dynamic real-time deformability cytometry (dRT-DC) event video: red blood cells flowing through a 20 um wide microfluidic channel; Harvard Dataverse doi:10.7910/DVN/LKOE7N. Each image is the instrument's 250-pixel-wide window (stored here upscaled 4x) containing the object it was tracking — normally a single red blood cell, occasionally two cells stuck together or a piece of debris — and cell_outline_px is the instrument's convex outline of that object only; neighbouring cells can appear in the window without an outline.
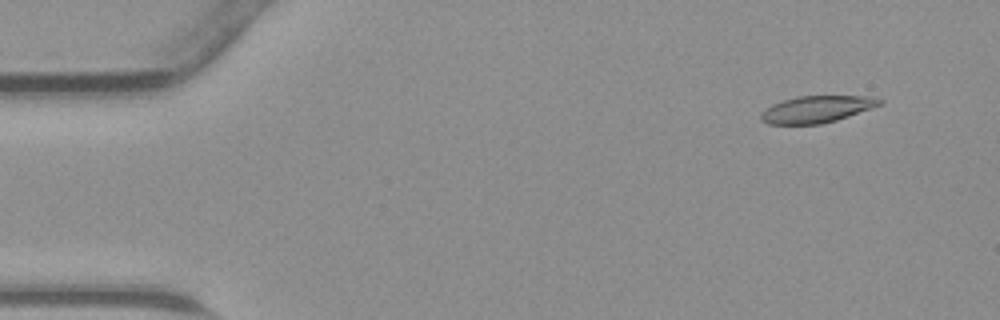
{"species": "common noctule bat (a hibernating species)", "species_latin": "Nyctalus noctula", "temperature_condition": "warm", "stored_images_in_passage": 43, "camera_frame_rate_fps": 3000, "um_per_image_px": 0.085, "animal": {"sex": "male", "body_mass_g": 23.1, "forearm_length_mm": 52.7}, "frame": {"image": 1, "passage_image": 2, "time_ms": 0.333, "image_size_px": [1000, 320], "cell_outline_px": [[884, 104], [836, 120], [820, 124], [768, 124], [760, 116], [772, 104], [796, 96], [876, 96], [884, 100]], "centroid_in_image_um": [69.51, 9.27], "position_along_channel_um": 15.5, "area_um2": 18.44}}
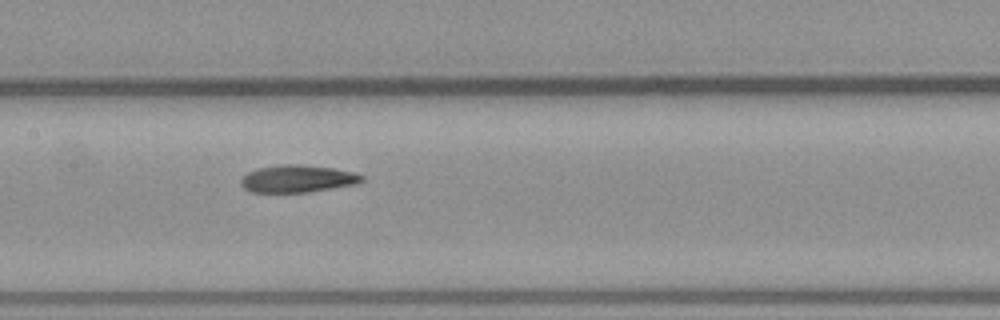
{"frame": {"image": 2, "passage_image": 20, "time_ms": 6.333, "image_size_px": [1000, 320], "cell_outline_px": [[364, 180], [356, 184], [308, 192], [252, 192], [244, 188], [240, 184], [240, 180], [248, 172], [260, 168], [284, 164], [300, 164], [332, 168], [352, 172], [364, 176]], "centroid_in_image_um": [25.29, 15.19], "position_along_channel_um": 182.1, "area_um2": 19.07}}
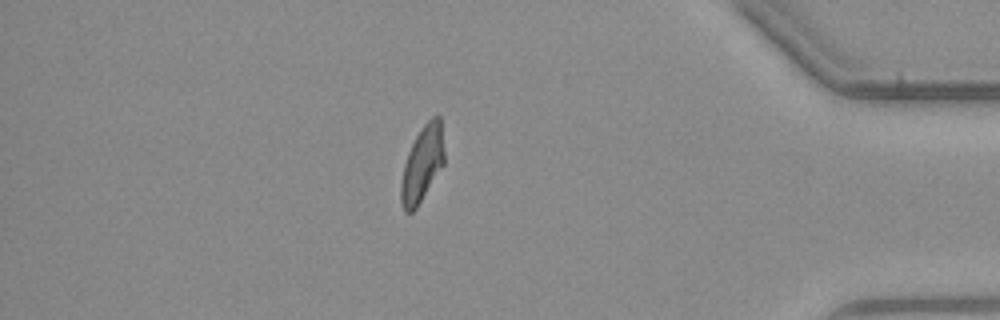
{"frame": {"image": 3, "passage_image": 37, "time_ms": 12.0, "image_size_px": [1000, 320], "cell_outline_px": [[444, 164], [416, 208], [412, 212], [404, 212], [400, 200], [400, 184], [404, 164], [408, 152], [416, 136], [424, 124], [432, 116], [440, 116], [444, 152]], "centroid_in_image_um": [35.88, 13.95], "position_along_channel_um": 399.3, "area_um2": 18.96}}